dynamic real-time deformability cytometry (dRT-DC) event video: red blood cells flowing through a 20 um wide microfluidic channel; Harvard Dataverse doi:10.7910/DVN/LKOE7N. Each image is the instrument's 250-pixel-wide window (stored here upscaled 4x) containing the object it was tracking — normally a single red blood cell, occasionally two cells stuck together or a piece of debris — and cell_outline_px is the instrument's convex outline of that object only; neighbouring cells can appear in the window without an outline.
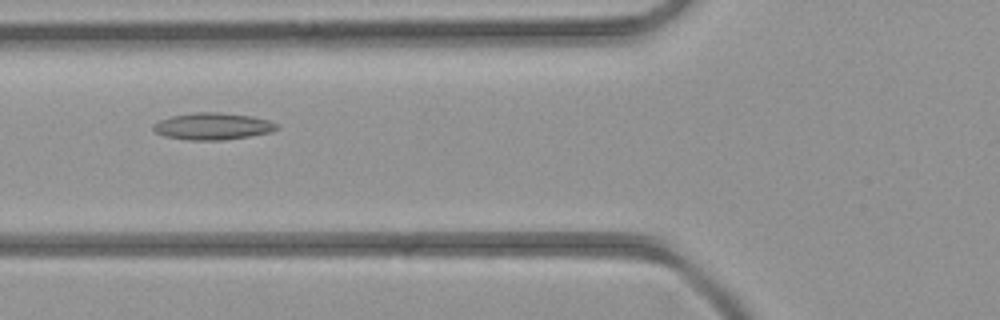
{"species": "common noctule bat (a hibernating species)", "species_latin": "Nyctalus noctula", "temperature_condition": "room temperature", "stored_images_in_passage": 39, "camera_frame_rate_fps": 3000, "um_per_image_px": 0.085, "animal": {"sex": "female", "body_mass_g": 21.9}, "frame": {"image": 1, "passage_image": 12, "time_ms": 3.667, "image_size_px": [1000, 320], "cell_outline_px": [[280, 128], [272, 132], [224, 140], [188, 140], [164, 136], [156, 132], [152, 128], [152, 124], [160, 120], [172, 116], [196, 112], [220, 112], [252, 116], [268, 120], [276, 124]], "centroid_in_image_um": [18.08, 10.73], "position_along_channel_um": 107.7, "area_um2": 19.36}}
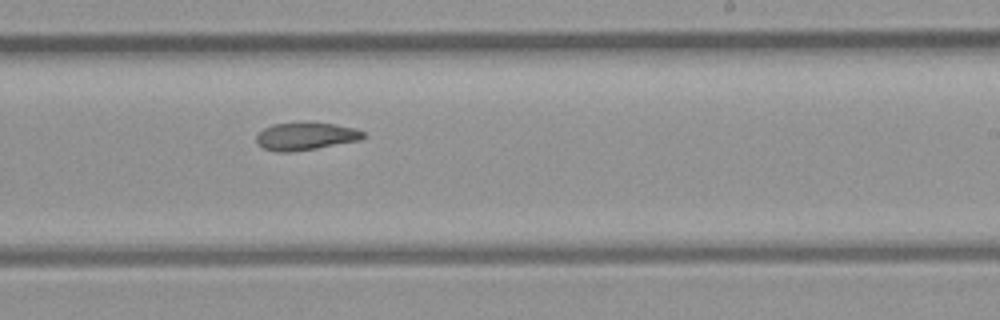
{"frame": {"image": 2, "passage_image": 22, "time_ms": 7.0, "image_size_px": [1000, 320], "cell_outline_px": [[368, 136], [360, 140], [316, 148], [288, 152], [276, 152], [264, 148], [256, 144], [256, 136], [264, 128], [272, 124], [336, 124], [356, 128], [364, 132]], "centroid_in_image_um": [26.0, 11.6], "position_along_channel_um": 263.0, "area_um2": 16.88}}
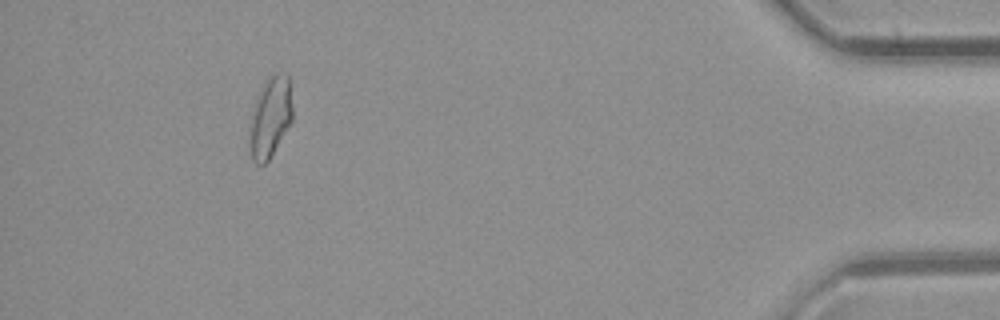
{"frame": {"image": 3, "passage_image": 36, "time_ms": 11.667, "image_size_px": [1000, 320], "cell_outline_px": [[292, 120], [268, 160], [264, 164], [256, 164], [252, 160], [248, 128], [252, 112], [260, 92], [264, 84], [272, 72], [280, 72], [288, 76], [292, 108]], "centroid_in_image_um": [22.96, 9.97], "position_along_channel_um": 412.2, "area_um2": 19.77}}